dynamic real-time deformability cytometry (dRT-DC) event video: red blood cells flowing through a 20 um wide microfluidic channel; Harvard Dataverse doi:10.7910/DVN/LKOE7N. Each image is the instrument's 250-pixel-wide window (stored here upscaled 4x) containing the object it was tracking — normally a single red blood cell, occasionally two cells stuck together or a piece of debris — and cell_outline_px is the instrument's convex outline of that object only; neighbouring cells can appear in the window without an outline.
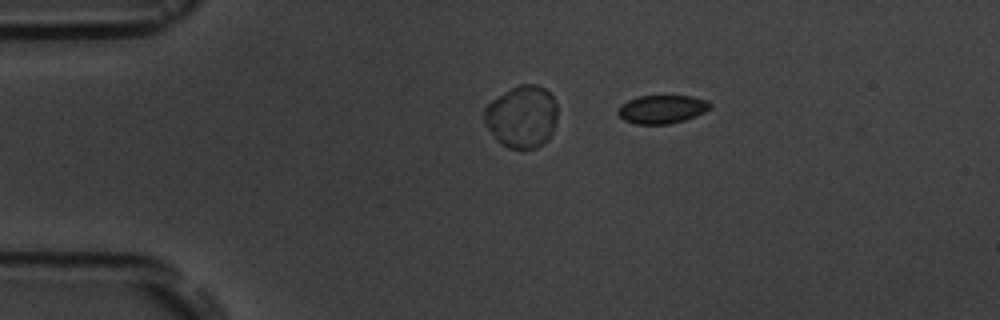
{"species": "common noctule bat (a hibernating species)", "species_latin": "Nyctalus noctula", "temperature_condition": "room temperature", "stored_images_in_passage": 3, "camera_frame_rate_fps": 3000, "um_per_image_px": 0.085, "animal": {"sex": "male", "body_mass_g": 19.5, "forearm_length_mm": 54.6}, "frame": {"image": 1, "passage_image": 1, "time_ms": 0.0, "image_size_px": [1000, 320], "cell_outline_px": [[712, 108], [696, 116], [684, 120], [668, 124], [636, 124], [624, 120], [616, 112], [620, 104], [628, 100], [640, 96], [692, 96], [708, 100], [712, 104]], "centroid_in_image_um": [56.28, 9.28], "position_along_channel_um": 28.7, "area_um2": 15.37}}